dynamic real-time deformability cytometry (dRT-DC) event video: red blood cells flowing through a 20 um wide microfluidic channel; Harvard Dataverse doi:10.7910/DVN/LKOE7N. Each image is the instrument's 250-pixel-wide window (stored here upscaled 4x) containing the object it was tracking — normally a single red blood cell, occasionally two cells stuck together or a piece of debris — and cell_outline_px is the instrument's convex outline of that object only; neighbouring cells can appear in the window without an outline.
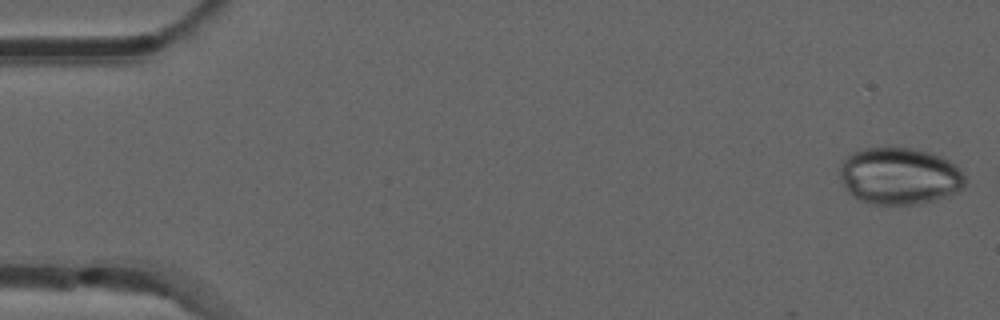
{"species": "common noctule bat (a hibernating species)", "species_latin": "Nyctalus noctula", "temperature_condition": "room temperature", "stored_images_in_passage": 4, "camera_frame_rate_fps": 3000, "um_per_image_px": 0.085, "animal": {"sex": "male", "forearm_length_mm": 52.5}, "frame": {"image": 1, "passage_image": 1, "time_ms": 0.0, "image_size_px": [1000, 320], "cell_outline_px": [[964, 184], [956, 192], [948, 196], [920, 204], [872, 204], [860, 200], [852, 196], [848, 192], [840, 180], [840, 164], [852, 152], [864, 148], [912, 148], [932, 152], [956, 164], [960, 168], [964, 176]], "centroid_in_image_um": [76.44, 14.96], "position_along_channel_um": 8.6, "area_um2": 41.73}}